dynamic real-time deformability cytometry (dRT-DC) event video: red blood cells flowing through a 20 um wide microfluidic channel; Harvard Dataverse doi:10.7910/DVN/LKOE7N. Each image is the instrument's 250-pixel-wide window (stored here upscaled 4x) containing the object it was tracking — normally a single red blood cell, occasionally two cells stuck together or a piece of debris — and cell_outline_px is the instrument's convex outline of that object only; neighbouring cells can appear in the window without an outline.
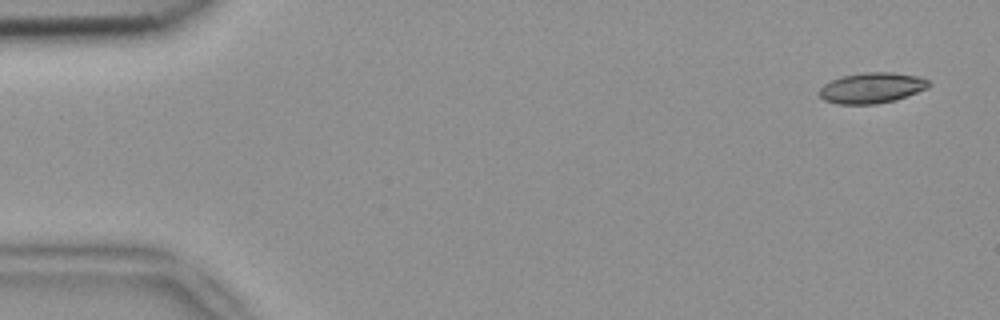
{"species": "common noctule bat (a hibernating species)", "species_latin": "Nyctalus noctula", "temperature_condition": "room temperature", "stored_images_in_passage": 5, "camera_frame_rate_fps": 3000, "um_per_image_px": 0.085, "animal": {"sex": "female", "body_mass_g": 18.4}, "frame": {"image": 1, "passage_image": 1, "time_ms": 0.0, "image_size_px": [1000, 320], "cell_outline_px": [[932, 84], [928, 88], [896, 100], [876, 104], [836, 104], [824, 100], [820, 96], [820, 88], [824, 84], [840, 76], [860, 72], [892, 72], [916, 76], [928, 80]], "centroid_in_image_um": [74.1, 7.47], "position_along_channel_um": 10.9, "area_um2": 19.65}}
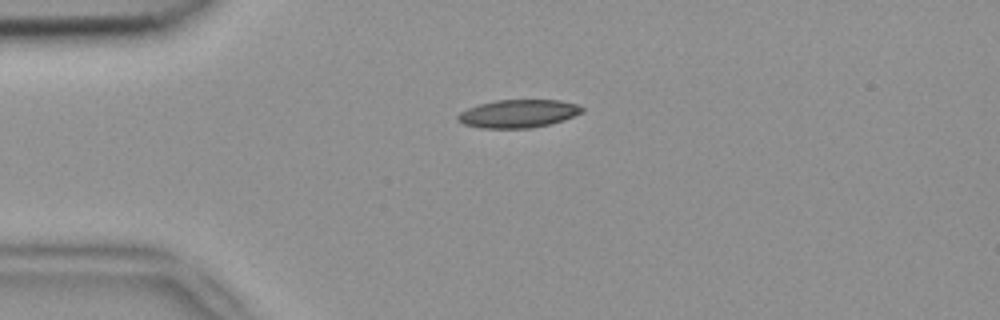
{"frame": {"image": 2, "passage_image": 4, "time_ms": 1.0, "image_size_px": [1000, 320], "cell_outline_px": [[584, 112], [564, 120], [548, 124], [528, 128], [480, 128], [464, 124], [456, 120], [456, 116], [460, 112], [468, 108], [480, 104], [496, 100], [560, 100], [580, 104], [584, 108]], "centroid_in_image_um": [44.07, 9.65], "position_along_channel_um": 40.9, "area_um2": 20.4}}